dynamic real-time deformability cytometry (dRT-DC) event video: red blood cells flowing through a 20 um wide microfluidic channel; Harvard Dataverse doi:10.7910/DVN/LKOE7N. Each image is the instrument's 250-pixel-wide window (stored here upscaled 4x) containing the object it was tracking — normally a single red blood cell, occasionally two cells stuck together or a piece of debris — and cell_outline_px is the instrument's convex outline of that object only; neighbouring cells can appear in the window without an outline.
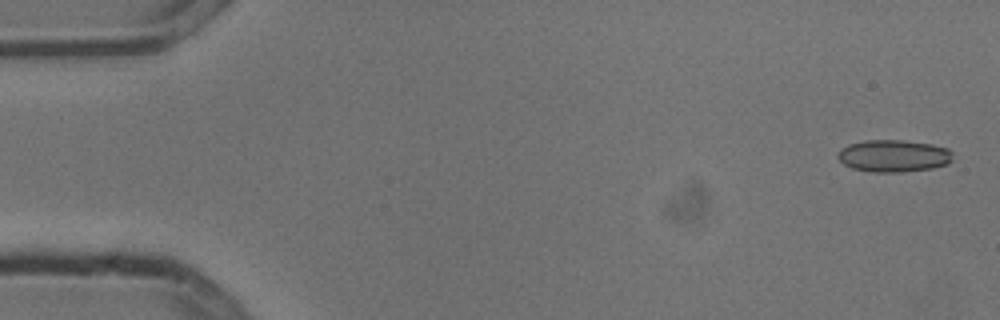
{"species": "common noctule bat (a hibernating species)", "species_latin": "Nyctalus noctula", "temperature_condition": "cold", "stored_images_in_passage": 5, "camera_frame_rate_fps": 3000, "um_per_image_px": 0.085, "animal": {"sex": "male", "body_mass_g": 13.3}, "frame": {"image": 1, "passage_image": 1, "time_ms": 0.0, "image_size_px": [1000, 320], "cell_outline_px": [[952, 160], [948, 164], [932, 168], [904, 172], [872, 172], [852, 168], [844, 164], [836, 156], [840, 148], [848, 144], [864, 140], [904, 140], [932, 144], [948, 148], [952, 152]], "centroid_in_image_um": [75.95, 13.24], "position_along_channel_um": 9.0, "area_um2": 21.79}}
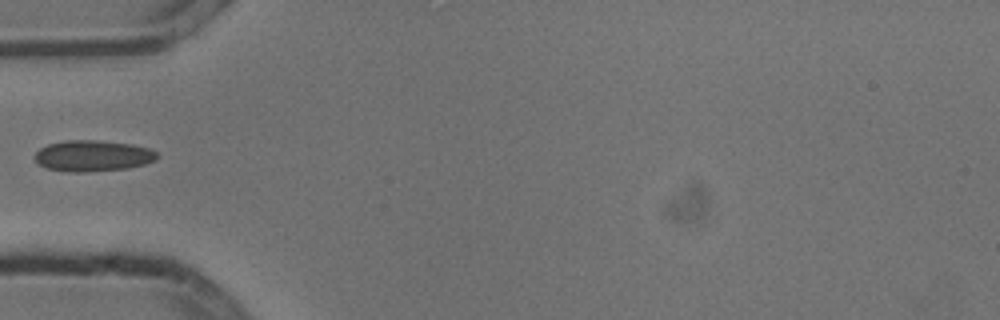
{"frame": {"image": 2, "passage_image": 5, "time_ms": 1.333, "image_size_px": [1000, 320], "cell_outline_px": [[160, 156], [156, 160], [144, 164], [128, 168], [84, 172], [64, 172], [48, 168], [40, 164], [36, 160], [36, 152], [40, 148], [48, 144], [64, 140], [96, 140], [132, 144], [148, 148], [156, 152]], "centroid_in_image_um": [7.91, 13.24], "position_along_channel_um": 77.1, "area_um2": 22.14}}